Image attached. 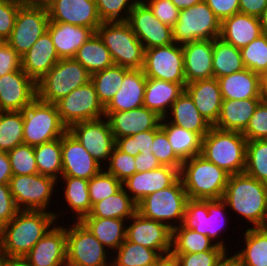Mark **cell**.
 <instances>
[{"label": "cell", "instance_id": "obj_37", "mask_svg": "<svg viewBox=\"0 0 267 266\" xmlns=\"http://www.w3.org/2000/svg\"><path fill=\"white\" fill-rule=\"evenodd\" d=\"M60 182H62V185H65V187L62 188L64 191V195H62V197L64 196L63 201L74 214H71L72 219L74 221H80L84 216L90 213L92 208L89 196L88 180L71 176H61L59 181H57V185H59Z\"/></svg>", "mask_w": 267, "mask_h": 266}, {"label": "cell", "instance_id": "obj_5", "mask_svg": "<svg viewBox=\"0 0 267 266\" xmlns=\"http://www.w3.org/2000/svg\"><path fill=\"white\" fill-rule=\"evenodd\" d=\"M96 33L111 53L115 65L143 69L145 48L127 21L102 22Z\"/></svg>", "mask_w": 267, "mask_h": 266}, {"label": "cell", "instance_id": "obj_60", "mask_svg": "<svg viewBox=\"0 0 267 266\" xmlns=\"http://www.w3.org/2000/svg\"><path fill=\"white\" fill-rule=\"evenodd\" d=\"M20 69L21 56L4 41L0 45V77Z\"/></svg>", "mask_w": 267, "mask_h": 266}, {"label": "cell", "instance_id": "obj_16", "mask_svg": "<svg viewBox=\"0 0 267 266\" xmlns=\"http://www.w3.org/2000/svg\"><path fill=\"white\" fill-rule=\"evenodd\" d=\"M68 131L78 139L96 161L103 167L106 166L116 145L106 117L74 123Z\"/></svg>", "mask_w": 267, "mask_h": 266}, {"label": "cell", "instance_id": "obj_19", "mask_svg": "<svg viewBox=\"0 0 267 266\" xmlns=\"http://www.w3.org/2000/svg\"><path fill=\"white\" fill-rule=\"evenodd\" d=\"M37 97V83L22 69L0 77V111H22Z\"/></svg>", "mask_w": 267, "mask_h": 266}, {"label": "cell", "instance_id": "obj_59", "mask_svg": "<svg viewBox=\"0 0 267 266\" xmlns=\"http://www.w3.org/2000/svg\"><path fill=\"white\" fill-rule=\"evenodd\" d=\"M18 211L9 184H0V229L8 224Z\"/></svg>", "mask_w": 267, "mask_h": 266}, {"label": "cell", "instance_id": "obj_71", "mask_svg": "<svg viewBox=\"0 0 267 266\" xmlns=\"http://www.w3.org/2000/svg\"><path fill=\"white\" fill-rule=\"evenodd\" d=\"M6 256L4 255L1 245H0V266H2L4 260H5Z\"/></svg>", "mask_w": 267, "mask_h": 266}, {"label": "cell", "instance_id": "obj_33", "mask_svg": "<svg viewBox=\"0 0 267 266\" xmlns=\"http://www.w3.org/2000/svg\"><path fill=\"white\" fill-rule=\"evenodd\" d=\"M184 91L182 84L147 78L143 106L164 118Z\"/></svg>", "mask_w": 267, "mask_h": 266}, {"label": "cell", "instance_id": "obj_36", "mask_svg": "<svg viewBox=\"0 0 267 266\" xmlns=\"http://www.w3.org/2000/svg\"><path fill=\"white\" fill-rule=\"evenodd\" d=\"M160 127L166 133L175 155L182 162L201 154L202 137L198 133L187 131L165 118H161Z\"/></svg>", "mask_w": 267, "mask_h": 266}, {"label": "cell", "instance_id": "obj_29", "mask_svg": "<svg viewBox=\"0 0 267 266\" xmlns=\"http://www.w3.org/2000/svg\"><path fill=\"white\" fill-rule=\"evenodd\" d=\"M147 77L142 69H130L105 112L129 111L143 106Z\"/></svg>", "mask_w": 267, "mask_h": 266}, {"label": "cell", "instance_id": "obj_63", "mask_svg": "<svg viewBox=\"0 0 267 266\" xmlns=\"http://www.w3.org/2000/svg\"><path fill=\"white\" fill-rule=\"evenodd\" d=\"M267 7V0H239L240 13L259 17Z\"/></svg>", "mask_w": 267, "mask_h": 266}, {"label": "cell", "instance_id": "obj_18", "mask_svg": "<svg viewBox=\"0 0 267 266\" xmlns=\"http://www.w3.org/2000/svg\"><path fill=\"white\" fill-rule=\"evenodd\" d=\"M127 22L145 49L174 43L172 28L163 24L142 0L133 7Z\"/></svg>", "mask_w": 267, "mask_h": 266}, {"label": "cell", "instance_id": "obj_38", "mask_svg": "<svg viewBox=\"0 0 267 266\" xmlns=\"http://www.w3.org/2000/svg\"><path fill=\"white\" fill-rule=\"evenodd\" d=\"M243 248L234 252L242 266H267V227H246Z\"/></svg>", "mask_w": 267, "mask_h": 266}, {"label": "cell", "instance_id": "obj_7", "mask_svg": "<svg viewBox=\"0 0 267 266\" xmlns=\"http://www.w3.org/2000/svg\"><path fill=\"white\" fill-rule=\"evenodd\" d=\"M24 132L23 144L36 146L61 138L67 126L61 121L56 104L36 97L22 110Z\"/></svg>", "mask_w": 267, "mask_h": 266}, {"label": "cell", "instance_id": "obj_42", "mask_svg": "<svg viewBox=\"0 0 267 266\" xmlns=\"http://www.w3.org/2000/svg\"><path fill=\"white\" fill-rule=\"evenodd\" d=\"M243 69L241 50L219 37L213 39V77L218 79Z\"/></svg>", "mask_w": 267, "mask_h": 266}, {"label": "cell", "instance_id": "obj_68", "mask_svg": "<svg viewBox=\"0 0 267 266\" xmlns=\"http://www.w3.org/2000/svg\"><path fill=\"white\" fill-rule=\"evenodd\" d=\"M55 0H24V3L36 7H49Z\"/></svg>", "mask_w": 267, "mask_h": 266}, {"label": "cell", "instance_id": "obj_23", "mask_svg": "<svg viewBox=\"0 0 267 266\" xmlns=\"http://www.w3.org/2000/svg\"><path fill=\"white\" fill-rule=\"evenodd\" d=\"M179 178L180 169L162 165L150 171L134 173L122 186L138 203L147 195L173 185Z\"/></svg>", "mask_w": 267, "mask_h": 266}, {"label": "cell", "instance_id": "obj_24", "mask_svg": "<svg viewBox=\"0 0 267 266\" xmlns=\"http://www.w3.org/2000/svg\"><path fill=\"white\" fill-rule=\"evenodd\" d=\"M115 140L155 129L161 122L154 111L142 106L129 111L105 112Z\"/></svg>", "mask_w": 267, "mask_h": 266}, {"label": "cell", "instance_id": "obj_70", "mask_svg": "<svg viewBox=\"0 0 267 266\" xmlns=\"http://www.w3.org/2000/svg\"><path fill=\"white\" fill-rule=\"evenodd\" d=\"M261 83H262V96L264 97V99H267V71L261 77Z\"/></svg>", "mask_w": 267, "mask_h": 266}, {"label": "cell", "instance_id": "obj_48", "mask_svg": "<svg viewBox=\"0 0 267 266\" xmlns=\"http://www.w3.org/2000/svg\"><path fill=\"white\" fill-rule=\"evenodd\" d=\"M240 50L245 68L262 77L267 71V34H261Z\"/></svg>", "mask_w": 267, "mask_h": 266}, {"label": "cell", "instance_id": "obj_41", "mask_svg": "<svg viewBox=\"0 0 267 266\" xmlns=\"http://www.w3.org/2000/svg\"><path fill=\"white\" fill-rule=\"evenodd\" d=\"M164 260L156 250L125 239L112 253L111 266H158Z\"/></svg>", "mask_w": 267, "mask_h": 266}, {"label": "cell", "instance_id": "obj_14", "mask_svg": "<svg viewBox=\"0 0 267 266\" xmlns=\"http://www.w3.org/2000/svg\"><path fill=\"white\" fill-rule=\"evenodd\" d=\"M142 70L147 78L179 83L185 87L182 45L174 42L167 46L145 49Z\"/></svg>", "mask_w": 267, "mask_h": 266}, {"label": "cell", "instance_id": "obj_65", "mask_svg": "<svg viewBox=\"0 0 267 266\" xmlns=\"http://www.w3.org/2000/svg\"><path fill=\"white\" fill-rule=\"evenodd\" d=\"M230 253H232L230 255ZM216 266H242L240 260L233 254V252H228L222 257V259L217 263Z\"/></svg>", "mask_w": 267, "mask_h": 266}, {"label": "cell", "instance_id": "obj_35", "mask_svg": "<svg viewBox=\"0 0 267 266\" xmlns=\"http://www.w3.org/2000/svg\"><path fill=\"white\" fill-rule=\"evenodd\" d=\"M80 222L100 241L110 249L116 251L126 239L127 221L118 218L83 217Z\"/></svg>", "mask_w": 267, "mask_h": 266}, {"label": "cell", "instance_id": "obj_25", "mask_svg": "<svg viewBox=\"0 0 267 266\" xmlns=\"http://www.w3.org/2000/svg\"><path fill=\"white\" fill-rule=\"evenodd\" d=\"M187 83L213 78V39L182 45Z\"/></svg>", "mask_w": 267, "mask_h": 266}, {"label": "cell", "instance_id": "obj_2", "mask_svg": "<svg viewBox=\"0 0 267 266\" xmlns=\"http://www.w3.org/2000/svg\"><path fill=\"white\" fill-rule=\"evenodd\" d=\"M222 199L251 228L267 227V184L246 173L229 175Z\"/></svg>", "mask_w": 267, "mask_h": 266}, {"label": "cell", "instance_id": "obj_53", "mask_svg": "<svg viewBox=\"0 0 267 266\" xmlns=\"http://www.w3.org/2000/svg\"><path fill=\"white\" fill-rule=\"evenodd\" d=\"M106 165L105 170L114 175L121 183L136 173L135 156L122 152L116 146Z\"/></svg>", "mask_w": 267, "mask_h": 266}, {"label": "cell", "instance_id": "obj_75", "mask_svg": "<svg viewBox=\"0 0 267 266\" xmlns=\"http://www.w3.org/2000/svg\"><path fill=\"white\" fill-rule=\"evenodd\" d=\"M4 1H24V0H4Z\"/></svg>", "mask_w": 267, "mask_h": 266}, {"label": "cell", "instance_id": "obj_43", "mask_svg": "<svg viewBox=\"0 0 267 266\" xmlns=\"http://www.w3.org/2000/svg\"><path fill=\"white\" fill-rule=\"evenodd\" d=\"M209 250H226L208 236L185 228L182 224L172 229L170 253H198Z\"/></svg>", "mask_w": 267, "mask_h": 266}, {"label": "cell", "instance_id": "obj_57", "mask_svg": "<svg viewBox=\"0 0 267 266\" xmlns=\"http://www.w3.org/2000/svg\"><path fill=\"white\" fill-rule=\"evenodd\" d=\"M153 14L165 25L174 27L178 21L180 10L171 0H142Z\"/></svg>", "mask_w": 267, "mask_h": 266}, {"label": "cell", "instance_id": "obj_30", "mask_svg": "<svg viewBox=\"0 0 267 266\" xmlns=\"http://www.w3.org/2000/svg\"><path fill=\"white\" fill-rule=\"evenodd\" d=\"M223 100L264 98L261 76L245 68L217 79Z\"/></svg>", "mask_w": 267, "mask_h": 266}, {"label": "cell", "instance_id": "obj_27", "mask_svg": "<svg viewBox=\"0 0 267 266\" xmlns=\"http://www.w3.org/2000/svg\"><path fill=\"white\" fill-rule=\"evenodd\" d=\"M185 91L192 98L199 113L213 126L219 117L223 101L217 79L213 77L187 83Z\"/></svg>", "mask_w": 267, "mask_h": 266}, {"label": "cell", "instance_id": "obj_15", "mask_svg": "<svg viewBox=\"0 0 267 266\" xmlns=\"http://www.w3.org/2000/svg\"><path fill=\"white\" fill-rule=\"evenodd\" d=\"M49 21L47 8L23 3L18 9L14 28L6 42L23 56L47 31Z\"/></svg>", "mask_w": 267, "mask_h": 266}, {"label": "cell", "instance_id": "obj_17", "mask_svg": "<svg viewBox=\"0 0 267 266\" xmlns=\"http://www.w3.org/2000/svg\"><path fill=\"white\" fill-rule=\"evenodd\" d=\"M127 224L128 241L156 250L164 259L169 258L172 230L166 224L146 218L138 212L127 220Z\"/></svg>", "mask_w": 267, "mask_h": 266}, {"label": "cell", "instance_id": "obj_55", "mask_svg": "<svg viewBox=\"0 0 267 266\" xmlns=\"http://www.w3.org/2000/svg\"><path fill=\"white\" fill-rule=\"evenodd\" d=\"M155 129L116 139V147L124 153L137 156L141 152L151 151Z\"/></svg>", "mask_w": 267, "mask_h": 266}, {"label": "cell", "instance_id": "obj_39", "mask_svg": "<svg viewBox=\"0 0 267 266\" xmlns=\"http://www.w3.org/2000/svg\"><path fill=\"white\" fill-rule=\"evenodd\" d=\"M73 58L77 60L90 75L115 65L111 53L97 33H94L80 46Z\"/></svg>", "mask_w": 267, "mask_h": 266}, {"label": "cell", "instance_id": "obj_20", "mask_svg": "<svg viewBox=\"0 0 267 266\" xmlns=\"http://www.w3.org/2000/svg\"><path fill=\"white\" fill-rule=\"evenodd\" d=\"M61 150V176L89 180L104 168L69 131L61 137Z\"/></svg>", "mask_w": 267, "mask_h": 266}, {"label": "cell", "instance_id": "obj_6", "mask_svg": "<svg viewBox=\"0 0 267 266\" xmlns=\"http://www.w3.org/2000/svg\"><path fill=\"white\" fill-rule=\"evenodd\" d=\"M226 210L228 211V206L223 199H188L182 225L208 236L218 246L229 251L224 238L219 240L223 237L221 235L225 232L227 224H230Z\"/></svg>", "mask_w": 267, "mask_h": 266}, {"label": "cell", "instance_id": "obj_51", "mask_svg": "<svg viewBox=\"0 0 267 266\" xmlns=\"http://www.w3.org/2000/svg\"><path fill=\"white\" fill-rule=\"evenodd\" d=\"M140 0H95L102 22L128 21L133 7Z\"/></svg>", "mask_w": 267, "mask_h": 266}, {"label": "cell", "instance_id": "obj_52", "mask_svg": "<svg viewBox=\"0 0 267 266\" xmlns=\"http://www.w3.org/2000/svg\"><path fill=\"white\" fill-rule=\"evenodd\" d=\"M227 250H209L198 253H170L169 259L176 266H216Z\"/></svg>", "mask_w": 267, "mask_h": 266}, {"label": "cell", "instance_id": "obj_72", "mask_svg": "<svg viewBox=\"0 0 267 266\" xmlns=\"http://www.w3.org/2000/svg\"><path fill=\"white\" fill-rule=\"evenodd\" d=\"M166 266H176L172 263V261L168 258L166 259Z\"/></svg>", "mask_w": 267, "mask_h": 266}, {"label": "cell", "instance_id": "obj_62", "mask_svg": "<svg viewBox=\"0 0 267 266\" xmlns=\"http://www.w3.org/2000/svg\"><path fill=\"white\" fill-rule=\"evenodd\" d=\"M162 166L158 159L153 155L152 151L141 152L135 156L136 172L150 171Z\"/></svg>", "mask_w": 267, "mask_h": 266}, {"label": "cell", "instance_id": "obj_26", "mask_svg": "<svg viewBox=\"0 0 267 266\" xmlns=\"http://www.w3.org/2000/svg\"><path fill=\"white\" fill-rule=\"evenodd\" d=\"M59 60L50 34L46 31L21 56V66L22 70L38 83Z\"/></svg>", "mask_w": 267, "mask_h": 266}, {"label": "cell", "instance_id": "obj_56", "mask_svg": "<svg viewBox=\"0 0 267 266\" xmlns=\"http://www.w3.org/2000/svg\"><path fill=\"white\" fill-rule=\"evenodd\" d=\"M242 134L247 141L267 139V99L258 104Z\"/></svg>", "mask_w": 267, "mask_h": 266}, {"label": "cell", "instance_id": "obj_47", "mask_svg": "<svg viewBox=\"0 0 267 266\" xmlns=\"http://www.w3.org/2000/svg\"><path fill=\"white\" fill-rule=\"evenodd\" d=\"M244 173L267 184V139L247 141Z\"/></svg>", "mask_w": 267, "mask_h": 266}, {"label": "cell", "instance_id": "obj_66", "mask_svg": "<svg viewBox=\"0 0 267 266\" xmlns=\"http://www.w3.org/2000/svg\"><path fill=\"white\" fill-rule=\"evenodd\" d=\"M171 1L181 11L193 5L198 4L203 0H171Z\"/></svg>", "mask_w": 267, "mask_h": 266}, {"label": "cell", "instance_id": "obj_9", "mask_svg": "<svg viewBox=\"0 0 267 266\" xmlns=\"http://www.w3.org/2000/svg\"><path fill=\"white\" fill-rule=\"evenodd\" d=\"M91 80L89 72L74 58L60 59L37 83V97L56 103Z\"/></svg>", "mask_w": 267, "mask_h": 266}, {"label": "cell", "instance_id": "obj_4", "mask_svg": "<svg viewBox=\"0 0 267 266\" xmlns=\"http://www.w3.org/2000/svg\"><path fill=\"white\" fill-rule=\"evenodd\" d=\"M247 140L241 132L211 127L202 138L201 155L229 175L244 173Z\"/></svg>", "mask_w": 267, "mask_h": 266}, {"label": "cell", "instance_id": "obj_61", "mask_svg": "<svg viewBox=\"0 0 267 266\" xmlns=\"http://www.w3.org/2000/svg\"><path fill=\"white\" fill-rule=\"evenodd\" d=\"M212 9L217 18L222 22L224 19L240 12L239 0H204Z\"/></svg>", "mask_w": 267, "mask_h": 266}, {"label": "cell", "instance_id": "obj_1", "mask_svg": "<svg viewBox=\"0 0 267 266\" xmlns=\"http://www.w3.org/2000/svg\"><path fill=\"white\" fill-rule=\"evenodd\" d=\"M59 220L44 210H19L14 218L0 229V245L6 257L24 258L34 245Z\"/></svg>", "mask_w": 267, "mask_h": 266}, {"label": "cell", "instance_id": "obj_44", "mask_svg": "<svg viewBox=\"0 0 267 266\" xmlns=\"http://www.w3.org/2000/svg\"><path fill=\"white\" fill-rule=\"evenodd\" d=\"M130 69L113 65L91 75L98 99L105 108L121 88L125 74Z\"/></svg>", "mask_w": 267, "mask_h": 266}, {"label": "cell", "instance_id": "obj_50", "mask_svg": "<svg viewBox=\"0 0 267 266\" xmlns=\"http://www.w3.org/2000/svg\"><path fill=\"white\" fill-rule=\"evenodd\" d=\"M13 175L37 174L34 146L21 144L8 153Z\"/></svg>", "mask_w": 267, "mask_h": 266}, {"label": "cell", "instance_id": "obj_54", "mask_svg": "<svg viewBox=\"0 0 267 266\" xmlns=\"http://www.w3.org/2000/svg\"><path fill=\"white\" fill-rule=\"evenodd\" d=\"M151 151L161 165L181 169L183 162L175 155L166 133L161 129L160 124L155 128Z\"/></svg>", "mask_w": 267, "mask_h": 266}, {"label": "cell", "instance_id": "obj_67", "mask_svg": "<svg viewBox=\"0 0 267 266\" xmlns=\"http://www.w3.org/2000/svg\"><path fill=\"white\" fill-rule=\"evenodd\" d=\"M2 266H29V264L24 258L6 257Z\"/></svg>", "mask_w": 267, "mask_h": 266}, {"label": "cell", "instance_id": "obj_74", "mask_svg": "<svg viewBox=\"0 0 267 266\" xmlns=\"http://www.w3.org/2000/svg\"><path fill=\"white\" fill-rule=\"evenodd\" d=\"M4 42V39L0 36V45Z\"/></svg>", "mask_w": 267, "mask_h": 266}, {"label": "cell", "instance_id": "obj_73", "mask_svg": "<svg viewBox=\"0 0 267 266\" xmlns=\"http://www.w3.org/2000/svg\"><path fill=\"white\" fill-rule=\"evenodd\" d=\"M158 266H166V259L161 264H159Z\"/></svg>", "mask_w": 267, "mask_h": 266}, {"label": "cell", "instance_id": "obj_12", "mask_svg": "<svg viewBox=\"0 0 267 266\" xmlns=\"http://www.w3.org/2000/svg\"><path fill=\"white\" fill-rule=\"evenodd\" d=\"M71 224L66 226L67 266H111L110 250L80 221Z\"/></svg>", "mask_w": 267, "mask_h": 266}, {"label": "cell", "instance_id": "obj_3", "mask_svg": "<svg viewBox=\"0 0 267 266\" xmlns=\"http://www.w3.org/2000/svg\"><path fill=\"white\" fill-rule=\"evenodd\" d=\"M180 178L189 199H222L229 174L201 154L182 163Z\"/></svg>", "mask_w": 267, "mask_h": 266}, {"label": "cell", "instance_id": "obj_34", "mask_svg": "<svg viewBox=\"0 0 267 266\" xmlns=\"http://www.w3.org/2000/svg\"><path fill=\"white\" fill-rule=\"evenodd\" d=\"M164 118L174 125L185 128L187 131L198 133L202 138L212 127L199 113L192 98L186 91L172 104Z\"/></svg>", "mask_w": 267, "mask_h": 266}, {"label": "cell", "instance_id": "obj_45", "mask_svg": "<svg viewBox=\"0 0 267 266\" xmlns=\"http://www.w3.org/2000/svg\"><path fill=\"white\" fill-rule=\"evenodd\" d=\"M38 173L59 180L62 174L61 138L34 146Z\"/></svg>", "mask_w": 267, "mask_h": 266}, {"label": "cell", "instance_id": "obj_69", "mask_svg": "<svg viewBox=\"0 0 267 266\" xmlns=\"http://www.w3.org/2000/svg\"><path fill=\"white\" fill-rule=\"evenodd\" d=\"M258 18L260 21L262 32L264 34H267V7L264 9L263 13Z\"/></svg>", "mask_w": 267, "mask_h": 266}, {"label": "cell", "instance_id": "obj_49", "mask_svg": "<svg viewBox=\"0 0 267 266\" xmlns=\"http://www.w3.org/2000/svg\"><path fill=\"white\" fill-rule=\"evenodd\" d=\"M122 187V183L104 168L88 180L89 196L92 206L115 194Z\"/></svg>", "mask_w": 267, "mask_h": 266}, {"label": "cell", "instance_id": "obj_28", "mask_svg": "<svg viewBox=\"0 0 267 266\" xmlns=\"http://www.w3.org/2000/svg\"><path fill=\"white\" fill-rule=\"evenodd\" d=\"M47 32L59 59L73 58L80 46L95 33L88 27L53 21H49Z\"/></svg>", "mask_w": 267, "mask_h": 266}, {"label": "cell", "instance_id": "obj_31", "mask_svg": "<svg viewBox=\"0 0 267 266\" xmlns=\"http://www.w3.org/2000/svg\"><path fill=\"white\" fill-rule=\"evenodd\" d=\"M261 34L259 18L239 12L221 22L219 38L241 49Z\"/></svg>", "mask_w": 267, "mask_h": 266}, {"label": "cell", "instance_id": "obj_21", "mask_svg": "<svg viewBox=\"0 0 267 266\" xmlns=\"http://www.w3.org/2000/svg\"><path fill=\"white\" fill-rule=\"evenodd\" d=\"M57 223L24 257L29 266H67L66 225L58 226Z\"/></svg>", "mask_w": 267, "mask_h": 266}, {"label": "cell", "instance_id": "obj_32", "mask_svg": "<svg viewBox=\"0 0 267 266\" xmlns=\"http://www.w3.org/2000/svg\"><path fill=\"white\" fill-rule=\"evenodd\" d=\"M264 98L223 100L219 117L213 127L225 131L243 132L258 104Z\"/></svg>", "mask_w": 267, "mask_h": 266}, {"label": "cell", "instance_id": "obj_11", "mask_svg": "<svg viewBox=\"0 0 267 266\" xmlns=\"http://www.w3.org/2000/svg\"><path fill=\"white\" fill-rule=\"evenodd\" d=\"M172 32L173 41L178 45L198 40H212L220 36L221 21L203 0L180 11Z\"/></svg>", "mask_w": 267, "mask_h": 266}, {"label": "cell", "instance_id": "obj_46", "mask_svg": "<svg viewBox=\"0 0 267 266\" xmlns=\"http://www.w3.org/2000/svg\"><path fill=\"white\" fill-rule=\"evenodd\" d=\"M22 111H0V151L9 152L23 144Z\"/></svg>", "mask_w": 267, "mask_h": 266}, {"label": "cell", "instance_id": "obj_8", "mask_svg": "<svg viewBox=\"0 0 267 266\" xmlns=\"http://www.w3.org/2000/svg\"><path fill=\"white\" fill-rule=\"evenodd\" d=\"M188 199L183 182L179 178L173 185L144 197L137 203V212L146 218L166 224L172 230L183 223Z\"/></svg>", "mask_w": 267, "mask_h": 266}, {"label": "cell", "instance_id": "obj_13", "mask_svg": "<svg viewBox=\"0 0 267 266\" xmlns=\"http://www.w3.org/2000/svg\"><path fill=\"white\" fill-rule=\"evenodd\" d=\"M55 104L61 121L67 128L77 122L105 117V108L100 103L95 86L91 80L74 89Z\"/></svg>", "mask_w": 267, "mask_h": 266}, {"label": "cell", "instance_id": "obj_58", "mask_svg": "<svg viewBox=\"0 0 267 266\" xmlns=\"http://www.w3.org/2000/svg\"><path fill=\"white\" fill-rule=\"evenodd\" d=\"M24 1L0 0V36L6 41L14 28L19 7Z\"/></svg>", "mask_w": 267, "mask_h": 266}, {"label": "cell", "instance_id": "obj_10", "mask_svg": "<svg viewBox=\"0 0 267 266\" xmlns=\"http://www.w3.org/2000/svg\"><path fill=\"white\" fill-rule=\"evenodd\" d=\"M10 191L19 210H44L55 214L56 220L63 217V211L48 209L55 193L57 180L39 173L32 175H13L9 182ZM56 186V187H55ZM53 196V197H52ZM50 210V211H49Z\"/></svg>", "mask_w": 267, "mask_h": 266}, {"label": "cell", "instance_id": "obj_40", "mask_svg": "<svg viewBox=\"0 0 267 266\" xmlns=\"http://www.w3.org/2000/svg\"><path fill=\"white\" fill-rule=\"evenodd\" d=\"M137 212V203L123 186L113 195L95 203L84 217L118 218L128 220Z\"/></svg>", "mask_w": 267, "mask_h": 266}, {"label": "cell", "instance_id": "obj_22", "mask_svg": "<svg viewBox=\"0 0 267 266\" xmlns=\"http://www.w3.org/2000/svg\"><path fill=\"white\" fill-rule=\"evenodd\" d=\"M47 12L50 21L88 27L95 33L102 23L95 0H55Z\"/></svg>", "mask_w": 267, "mask_h": 266}, {"label": "cell", "instance_id": "obj_64", "mask_svg": "<svg viewBox=\"0 0 267 266\" xmlns=\"http://www.w3.org/2000/svg\"><path fill=\"white\" fill-rule=\"evenodd\" d=\"M13 176L7 152L0 151V184H9Z\"/></svg>", "mask_w": 267, "mask_h": 266}]
</instances>
